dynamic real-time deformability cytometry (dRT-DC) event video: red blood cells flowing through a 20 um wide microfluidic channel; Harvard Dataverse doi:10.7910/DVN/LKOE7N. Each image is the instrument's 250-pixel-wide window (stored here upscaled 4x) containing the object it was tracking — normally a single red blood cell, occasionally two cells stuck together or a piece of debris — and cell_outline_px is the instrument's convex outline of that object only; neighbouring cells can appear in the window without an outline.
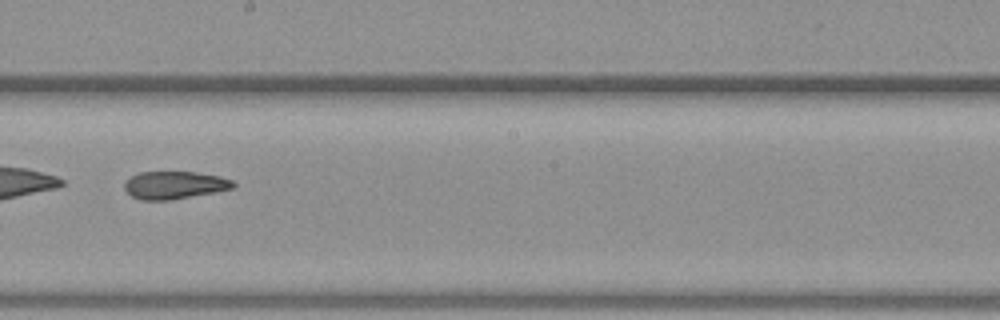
{"species": "common noctule bat (a hibernating species)", "species_latin": "Nyctalus noctula", "temperature_condition": "warm", "stored_images_in_passage": 54, "camera_frame_rate_fps": 3000, "um_per_image_px": 0.085, "animal": {"sex": "female", "body_mass_g": 19.3, "forearm_length_mm": 54.1}, "frame": {"image": 1, "passage_image": 31, "time_ms": 10.0, "image_size_px": [1000, 320], "cell_outline_px": [[236, 184], [232, 188], [212, 192], [168, 200], [140, 200], [132, 196], [124, 188], [124, 184], [132, 176], [140, 172], [196, 172], [220, 176], [232, 180]], "centroid_in_image_um": [14.82, 15.72], "position_along_channel_um": 233.4, "area_um2": 17.22}}